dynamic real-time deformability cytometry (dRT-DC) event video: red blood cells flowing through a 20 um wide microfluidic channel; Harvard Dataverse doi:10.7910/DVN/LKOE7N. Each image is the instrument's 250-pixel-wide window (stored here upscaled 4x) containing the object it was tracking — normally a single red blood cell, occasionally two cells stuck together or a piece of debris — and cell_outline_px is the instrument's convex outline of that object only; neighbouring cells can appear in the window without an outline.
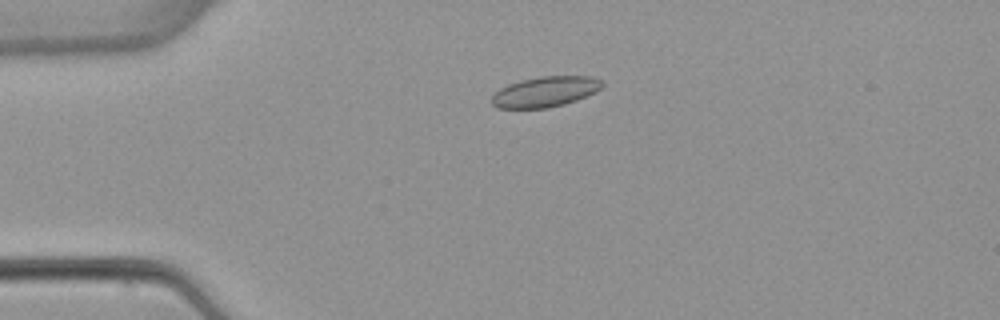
{"species": "common noctule bat (a hibernating species)", "species_latin": "Nyctalus noctula", "temperature_condition": "warm", "stored_images_in_passage": 5, "camera_frame_rate_fps": 3000, "um_per_image_px": 0.085, "animal": {"sex": "female", "body_mass_g": 22.7, "forearm_length_mm": 54.2}, "frame": {"image": 1, "passage_image": 3, "time_ms": 3.333, "image_size_px": [1000, 320], "cell_outline_px": [[604, 84], [596, 92], [576, 100], [564, 104], [548, 108], [496, 108], [492, 104], [492, 96], [500, 88], [508, 84], [520, 80], [540, 76], [592, 76], [600, 80]], "centroid_in_image_um": [46.34, 7.79], "position_along_channel_um": 38.7, "area_um2": 19.59}}
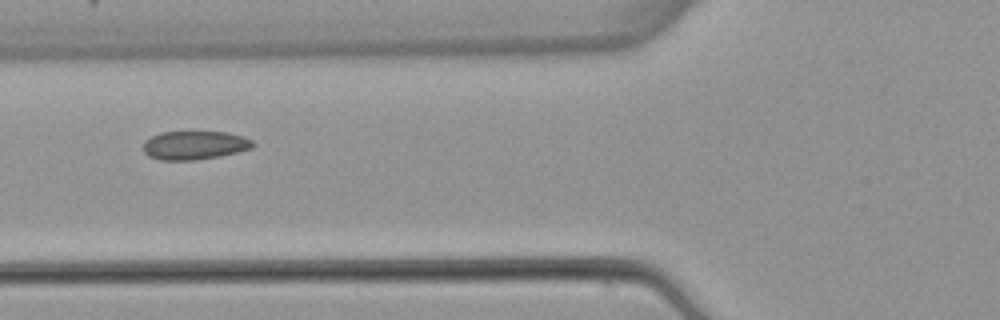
{"frame": {"image": 2, "passage_image": 5, "time_ms": 6.0, "image_size_px": [1000, 320], "cell_outline_px": [[256, 144], [252, 148], [220, 156], [196, 160], [160, 160], [148, 156], [144, 152], [144, 140], [160, 132], [228, 132], [244, 136], [252, 140]], "centroid_in_image_um": [16.55, 12.34], "position_along_channel_um": 109.3, "area_um2": 18.38}}